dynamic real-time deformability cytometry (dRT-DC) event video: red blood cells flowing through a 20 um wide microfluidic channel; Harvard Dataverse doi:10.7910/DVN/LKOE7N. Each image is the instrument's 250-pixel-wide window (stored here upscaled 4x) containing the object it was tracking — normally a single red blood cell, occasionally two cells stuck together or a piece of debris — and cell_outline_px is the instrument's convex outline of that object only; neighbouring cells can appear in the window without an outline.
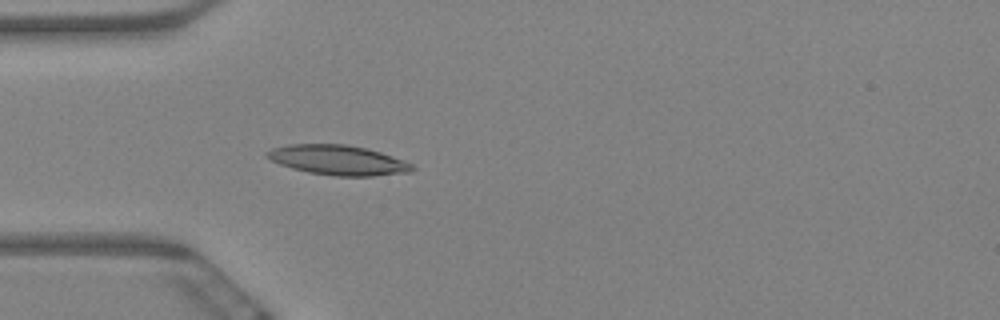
{"species": "Egyptian fruit bat (a non-hibernating species)", "species_latin": "Rousettus aegyptiacus", "temperature_condition": "warm", "stored_images_in_passage": 6, "camera_frame_rate_fps": 3000, "um_per_image_px": 0.085, "animal": {"sex": "female"}, "frame": {"image": 1, "passage_image": 6, "time_ms": 1.667, "image_size_px": [1000, 320], "cell_outline_px": [[416, 168], [412, 172], [372, 176], [336, 176], [308, 172], [292, 168], [280, 164], [264, 156], [264, 152], [272, 148], [288, 144], [348, 144], [368, 148], [404, 160], [412, 164]], "centroid_in_image_um": [28.74, 13.6], "position_along_channel_um": 56.3, "area_um2": 25.43}}